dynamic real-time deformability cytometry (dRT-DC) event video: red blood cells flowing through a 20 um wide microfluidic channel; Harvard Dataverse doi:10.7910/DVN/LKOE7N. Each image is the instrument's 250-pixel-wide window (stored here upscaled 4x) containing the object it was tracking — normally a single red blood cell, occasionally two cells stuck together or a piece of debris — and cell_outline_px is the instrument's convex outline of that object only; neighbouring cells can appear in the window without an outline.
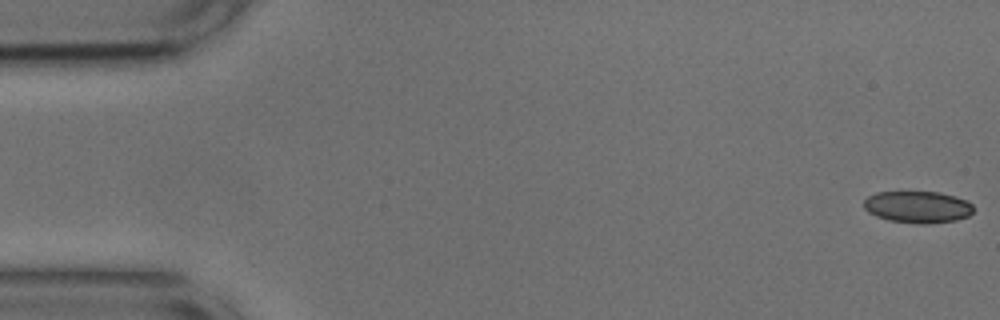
{"species": "common noctule bat (a hibernating species)", "species_latin": "Nyctalus noctula", "temperature_condition": "cold", "stored_images_in_passage": 7, "camera_frame_rate_fps": 3000, "um_per_image_px": 0.085, "animal": {"sex": "male", "body_mass_g": 17.9, "forearm_length_mm": 54.2}, "frame": {"image": 1, "passage_image": 1, "time_ms": 0.0, "image_size_px": [1000, 320], "cell_outline_px": [[972, 212], [968, 216], [956, 220], [928, 224], [916, 224], [888, 220], [876, 216], [868, 212], [864, 208], [864, 200], [868, 196], [876, 192], [940, 192], [956, 196], [972, 204]], "centroid_in_image_um": [77.98, 17.6], "position_along_channel_um": 7.0, "area_um2": 20.4}}